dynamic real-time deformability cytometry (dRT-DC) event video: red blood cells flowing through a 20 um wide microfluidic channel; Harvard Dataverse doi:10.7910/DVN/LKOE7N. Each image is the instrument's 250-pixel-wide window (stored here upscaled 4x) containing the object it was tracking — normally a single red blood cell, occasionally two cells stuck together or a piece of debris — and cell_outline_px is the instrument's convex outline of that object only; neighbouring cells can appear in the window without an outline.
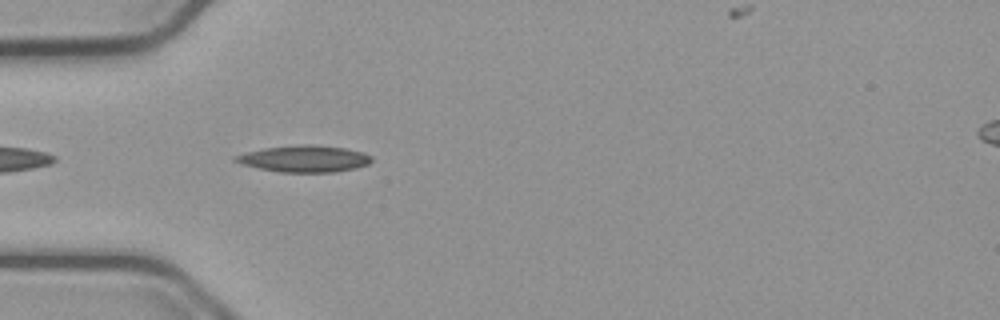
{"species": "common noctule bat (a hibernating species)", "species_latin": "Nyctalus noctula", "temperature_condition": "cold", "stored_images_in_passage": 42, "camera_frame_rate_fps": 3000, "um_per_image_px": 0.085, "animal": {"sex": "male", "body_mass_g": 23.1, "forearm_length_mm": 52.7}, "frame": {"image": 1, "passage_image": 3, "time_ms": 0.667, "image_size_px": [1000, 320], "cell_outline_px": [[372, 160], [368, 164], [356, 168], [336, 172], [280, 172], [260, 168], [244, 164], [232, 160], [232, 156], [244, 152], [264, 148], [308, 144], [312, 144], [344, 148], [364, 152], [372, 156]], "centroid_in_image_um": [25.87, 13.49], "position_along_channel_um": 59.1, "area_um2": 21.1}}
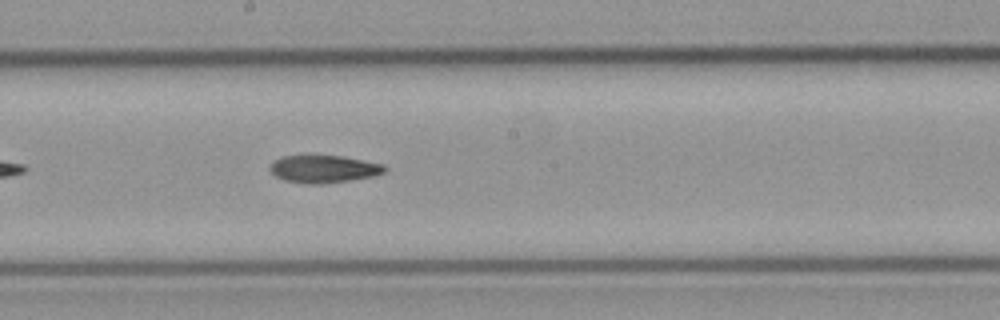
{"frame": {"image": 2, "passage_image": 16, "time_ms": 5.0, "image_size_px": [1000, 320], "cell_outline_px": [[388, 168], [384, 172], [372, 176], [324, 184], [308, 184], [284, 180], [276, 176], [268, 168], [276, 160], [284, 156], [340, 156], [384, 164]], "centroid_in_image_um": [27.53, 14.37], "position_along_channel_um": 220.7, "area_um2": 18.09}}
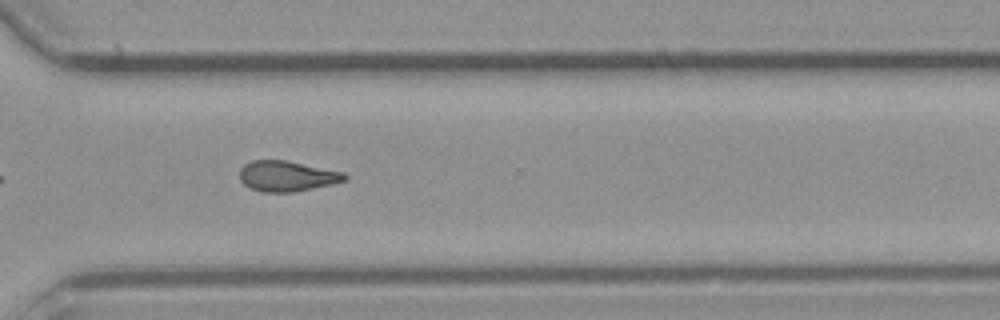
{"frame": {"image": 3, "passage_image": 26, "time_ms": 8.333, "image_size_px": [1000, 320], "cell_outline_px": [[348, 180], [332, 184], [292, 192], [260, 192], [244, 184], [240, 180], [240, 168], [244, 164], [252, 160], [284, 160], [344, 172], [348, 176]], "centroid_in_image_um": [24.39, 14.97], "position_along_channel_um": 346.2, "area_um2": 18.61}, "authors_computed_cell_mechanics": {"area_um2": 18.7272, "velocity_mm_per_s": 3.7819, "shape_relaxation_time_tau1_ms": null, "shape_relaxation_time_tau2_ms": 10.5774, "deformation_change_tau1": null, "deformation_change_tau2": 0.2228}}